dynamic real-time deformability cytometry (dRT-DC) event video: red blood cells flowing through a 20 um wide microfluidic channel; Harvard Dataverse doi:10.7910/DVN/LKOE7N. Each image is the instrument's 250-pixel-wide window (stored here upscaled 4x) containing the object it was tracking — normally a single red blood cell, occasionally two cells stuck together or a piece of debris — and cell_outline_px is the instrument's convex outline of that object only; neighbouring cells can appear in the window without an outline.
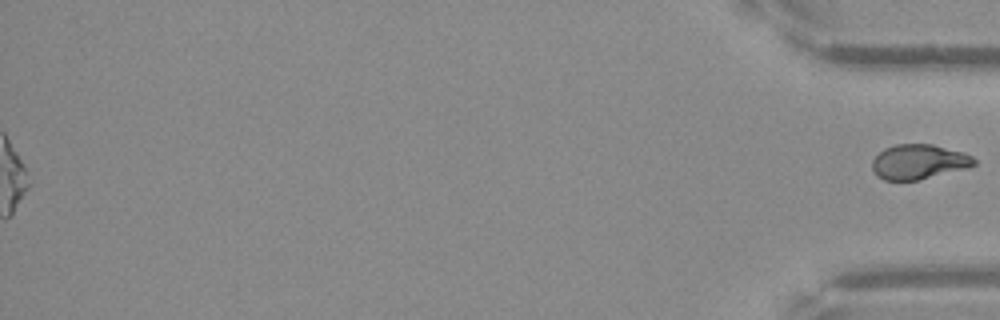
{"species": "Egyptian fruit bat (a non-hibernating species)", "species_latin": "Rousettus aegyptiacus", "temperature_condition": "warm", "stored_images_in_passage": 53, "segment_of_instrument_passage": [2, 2], "camera_frame_rate_fps": 3000, "um_per_image_px": 0.085, "frame": {"image": 1, "passage_image": 53, "time_ms": 17.333, "image_size_px": [1000, 320], "cell_outline_px": [[976, 164], [968, 168], [916, 180], [884, 180], [876, 176], [872, 168], [872, 160], [884, 148], [896, 144], [932, 144], [964, 152], [972, 156], [976, 160]], "centroid_in_image_um": [78.1, 13.75], "position_along_channel_um": 357.1, "area_um2": 20.69}}